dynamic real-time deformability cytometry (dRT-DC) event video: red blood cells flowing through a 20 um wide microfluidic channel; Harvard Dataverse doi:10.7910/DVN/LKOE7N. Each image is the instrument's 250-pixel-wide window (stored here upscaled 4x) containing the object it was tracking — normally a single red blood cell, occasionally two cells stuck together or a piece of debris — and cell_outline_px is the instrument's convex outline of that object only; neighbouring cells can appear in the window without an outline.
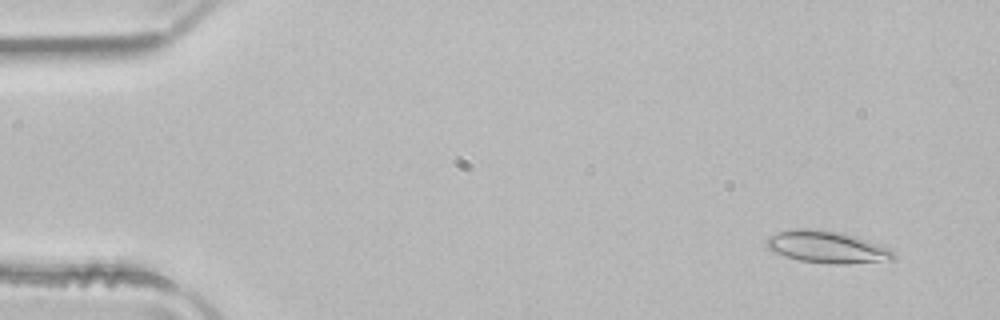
{"species": "common noctule bat (a hibernating species)", "species_latin": "Nyctalus noctula", "temperature_condition": "room temperature", "stored_images_in_passage": 50, "camera_frame_rate_fps": 3000, "um_per_image_px": 0.085, "animal": {"sex": "male", "body_mass_g": 21.5, "forearm_length_mm": 52.0}, "frame": {"image": 1, "passage_image": 4, "time_ms": 1.0, "image_size_px": [1000, 320], "cell_outline_px": [[896, 256], [892, 260], [844, 264], [832, 264], [800, 260], [776, 252], [768, 248], [764, 244], [764, 240], [768, 236], [792, 228], [812, 228], [836, 232], [856, 236], [888, 248]], "centroid_in_image_um": [70.26, 20.99], "position_along_channel_um": 14.7, "area_um2": 23.47}}
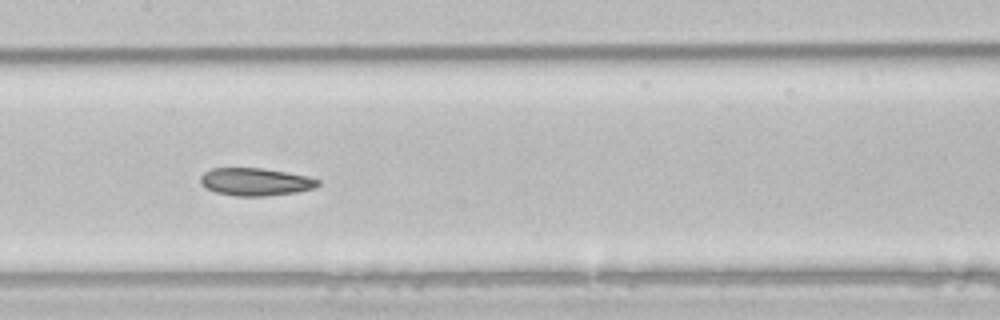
{"frame": {"image": 2, "passage_image": 25, "time_ms": 8.0, "image_size_px": [1000, 320], "cell_outline_px": [[320, 184], [316, 188], [296, 192], [264, 196], [236, 196], [216, 192], [200, 184], [200, 176], [204, 172], [212, 168], [264, 168], [288, 172], [308, 176], [320, 180]], "centroid_in_image_um": [21.74, 15.45], "position_along_channel_um": 185.7, "area_um2": 19.07}}
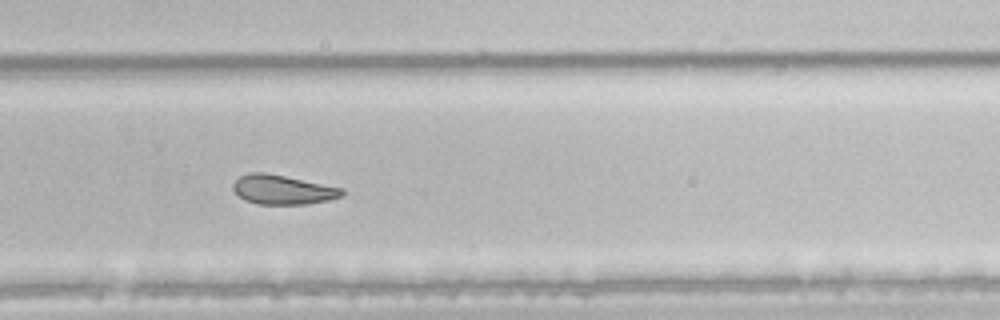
{"frame": {"image": 3, "passage_image": 34, "time_ms": 11.0, "image_size_px": [1000, 320], "cell_outline_px": [[344, 196], [328, 200], [308, 204], [256, 204], [244, 200], [232, 188], [232, 184], [240, 176], [248, 172], [264, 172], [344, 188]], "centroid_in_image_um": [24.03, 16.12], "position_along_channel_um": 305.8, "area_um2": 18.67}, "authors_computed_cell_mechanics": {"area_um2": 21.4149, "velocity_mm_per_s": 4.0201, "shape_relaxation_time_tau1_ms": 9.4935, "shape_relaxation_time_tau2_ms": 4.65, "deformation_change_tau1": 0.1979, "deformation_change_tau2": 0.1141}}